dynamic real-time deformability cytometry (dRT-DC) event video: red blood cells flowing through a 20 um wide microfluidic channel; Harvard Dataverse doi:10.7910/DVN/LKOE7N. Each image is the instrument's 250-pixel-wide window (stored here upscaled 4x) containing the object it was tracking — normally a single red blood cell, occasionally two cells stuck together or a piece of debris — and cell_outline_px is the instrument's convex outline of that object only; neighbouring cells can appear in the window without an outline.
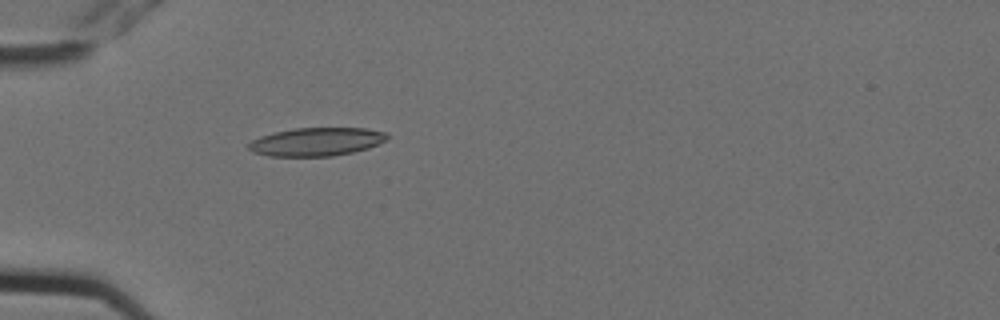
{"species": "Egyptian fruit bat (a non-hibernating species)", "species_latin": "Rousettus aegyptiacus", "temperature_condition": "cold", "stored_images_in_passage": 6, "camera_frame_rate_fps": 3000, "um_per_image_px": 0.085, "animal": {"sex": "female"}, "frame": {"image": 1, "passage_image": 6, "time_ms": 1.667, "image_size_px": [1000, 320], "cell_outline_px": [[388, 140], [368, 148], [352, 152], [332, 156], [268, 156], [252, 152], [248, 148], [248, 144], [252, 140], [260, 136], [276, 132], [296, 128], [368, 128], [388, 132]], "centroid_in_image_um": [26.93, 12.05], "position_along_channel_um": 58.1, "area_um2": 22.95}}